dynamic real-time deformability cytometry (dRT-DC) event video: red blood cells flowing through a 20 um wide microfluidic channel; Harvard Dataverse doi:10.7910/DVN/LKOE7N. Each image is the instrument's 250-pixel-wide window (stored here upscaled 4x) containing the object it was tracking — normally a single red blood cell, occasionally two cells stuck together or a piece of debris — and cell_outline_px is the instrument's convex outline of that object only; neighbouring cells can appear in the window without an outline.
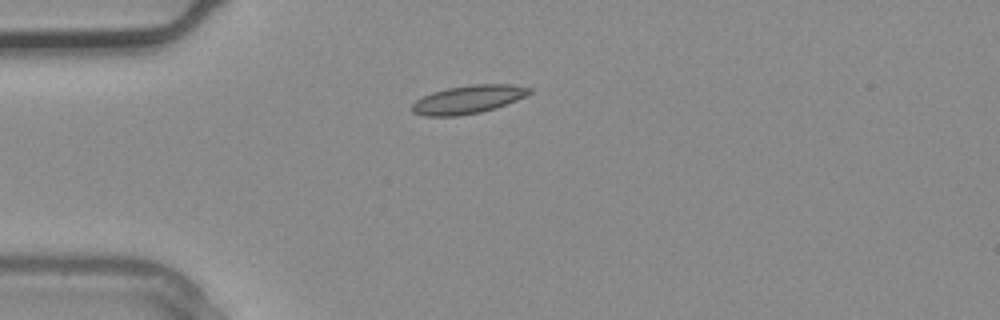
{"species": "common noctule bat (a hibernating species)", "species_latin": "Nyctalus noctula", "temperature_condition": "warm", "stored_images_in_passage": 2, "camera_frame_rate_fps": 3000, "um_per_image_px": 0.085, "animal": {"sex": "male", "body_mass_g": 20.4}, "frame": {"image": 1, "passage_image": 2, "time_ms": 0.333, "image_size_px": [1000, 320], "cell_outline_px": [[532, 92], [516, 100], [496, 108], [480, 112], [456, 116], [424, 116], [412, 112], [412, 104], [416, 100], [432, 92], [448, 88], [472, 84], [512, 84], [532, 88]], "centroid_in_image_um": [39.8, 8.45], "position_along_channel_um": 45.2, "area_um2": 19.25}}